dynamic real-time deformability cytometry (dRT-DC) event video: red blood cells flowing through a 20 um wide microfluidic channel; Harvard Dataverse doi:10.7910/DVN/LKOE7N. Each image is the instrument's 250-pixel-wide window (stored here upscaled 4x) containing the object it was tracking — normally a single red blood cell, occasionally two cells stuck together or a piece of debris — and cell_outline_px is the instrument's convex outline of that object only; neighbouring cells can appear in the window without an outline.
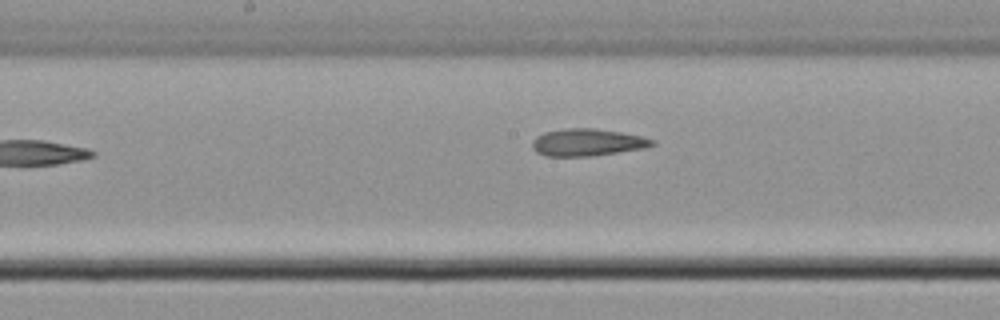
{"species": "common noctule bat (a hibernating species)", "species_latin": "Nyctalus noctula", "temperature_condition": "cold", "stored_images_in_passage": 6, "camera_frame_rate_fps": 3000, "um_per_image_px": 0.085, "animal": {"sex": "male", "body_mass_g": 21.5, "forearm_length_mm": 52.0}, "frame": {"image": 1, "passage_image": 5, "time_ms": 5.0, "image_size_px": [1000, 320], "cell_outline_px": [[656, 144], [644, 148], [592, 156], [544, 156], [536, 152], [532, 148], [532, 140], [536, 136], [544, 132], [564, 128], [592, 128], [620, 132], [640, 136], [656, 140]], "centroid_in_image_um": [49.89, 12.1], "position_along_channel_um": 198.3, "area_um2": 19.07}}
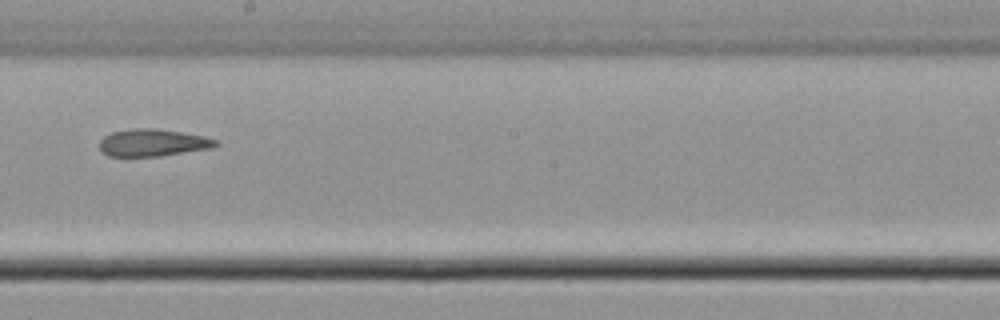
{"frame": {"image": 2, "passage_image": 6, "time_ms": 6.0, "image_size_px": [1000, 320], "cell_outline_px": [[220, 144], [212, 148], [160, 156], [108, 156], [100, 152], [100, 140], [104, 136], [112, 132], [136, 128], [156, 128], [204, 136], [216, 140]], "centroid_in_image_um": [12.98, 12.13], "position_along_channel_um": 235.2, "area_um2": 18.44}}